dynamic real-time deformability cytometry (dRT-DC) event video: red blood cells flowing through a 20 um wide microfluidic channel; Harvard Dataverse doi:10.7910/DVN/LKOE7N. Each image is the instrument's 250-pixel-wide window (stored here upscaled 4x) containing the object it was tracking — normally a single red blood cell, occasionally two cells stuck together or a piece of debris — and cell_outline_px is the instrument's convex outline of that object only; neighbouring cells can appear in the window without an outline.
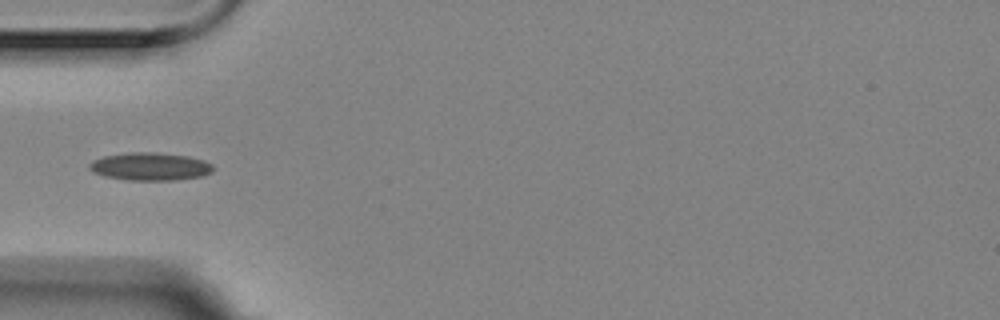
{"species": "Egyptian fruit bat (a non-hibernating species)", "species_latin": "Rousettus aegyptiacus", "temperature_condition": "room temperature", "stored_images_in_passage": 3, "camera_frame_rate_fps": 3000, "um_per_image_px": 0.085, "animal": {"sex": "female"}, "frame": {"image": 1, "passage_image": 3, "time_ms": 0.667, "image_size_px": [1000, 320], "cell_outline_px": [[216, 168], [212, 172], [204, 176], [176, 180], [128, 180], [104, 176], [92, 172], [88, 168], [88, 164], [104, 156], [128, 152], [156, 152], [188, 156], [204, 160], [212, 164]], "centroid_in_image_um": [12.8, 14.15], "position_along_channel_um": 72.2, "area_um2": 20.29}}